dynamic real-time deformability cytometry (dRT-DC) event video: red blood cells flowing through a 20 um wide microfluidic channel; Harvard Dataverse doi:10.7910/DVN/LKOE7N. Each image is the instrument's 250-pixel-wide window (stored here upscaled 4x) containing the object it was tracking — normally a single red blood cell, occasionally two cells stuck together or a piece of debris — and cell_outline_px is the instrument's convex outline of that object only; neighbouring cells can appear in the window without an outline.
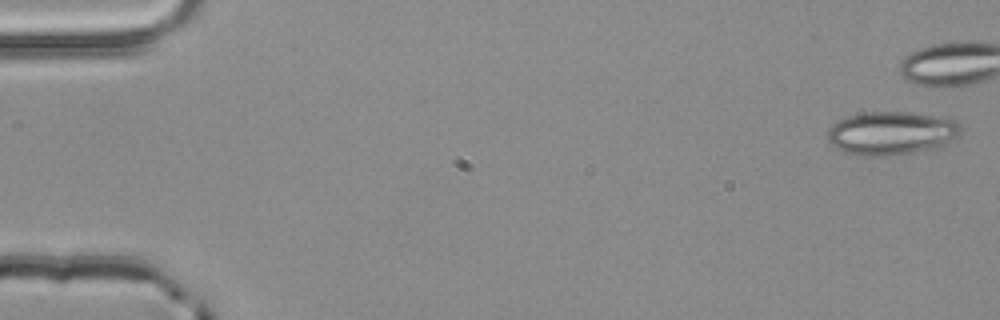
{"species": "common noctule bat (a hibernating species)", "species_latin": "Nyctalus noctula", "temperature_condition": "room temperature", "stored_images_in_passage": 5, "camera_frame_rate_fps": 3000, "um_per_image_px": 0.085, "animal": {"sex": "male", "body_mass_g": 20.4}, "frame": {"image": 1, "passage_image": 1, "time_ms": 0.0, "image_size_px": [1000, 320], "cell_outline_px": [[964, 128], [956, 136], [944, 144], [912, 152], [888, 156], [856, 156], [844, 152], [836, 148], [828, 140], [828, 128], [840, 120], [848, 116], [864, 112], [908, 112], [956, 120]], "centroid_in_image_um": [75.72, 11.32], "position_along_channel_um": 9.3, "area_um2": 33.35}}